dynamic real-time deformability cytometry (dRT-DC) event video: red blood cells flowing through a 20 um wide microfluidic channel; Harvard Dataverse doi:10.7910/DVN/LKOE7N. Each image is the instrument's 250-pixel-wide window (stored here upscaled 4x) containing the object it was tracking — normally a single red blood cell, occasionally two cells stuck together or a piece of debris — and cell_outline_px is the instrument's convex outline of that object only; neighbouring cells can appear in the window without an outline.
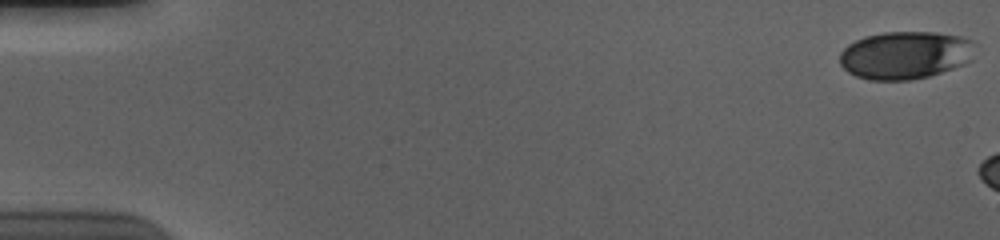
{"species": "human", "species_latin": "Homo sapiens", "temperature_condition": "cold", "stored_images_in_passage": 8, "camera_frame_rate_fps": 3000, "um_per_image_px": 0.085, "donor": {"sex": "male"}, "frame": {"image": 1, "passage_image": 1, "time_ms": 0.0, "image_size_px": [1000, 240], "cell_outline_px": [[972, 60], [964, 64], [928, 76], [908, 80], [872, 80], [856, 76], [848, 72], [840, 64], [840, 52], [848, 44], [864, 36], [884, 32], [936, 32], [960, 36], [972, 40]], "centroid_in_image_um": [76.91, 4.68], "position_along_channel_um": 8.1, "area_um2": 37.57}}